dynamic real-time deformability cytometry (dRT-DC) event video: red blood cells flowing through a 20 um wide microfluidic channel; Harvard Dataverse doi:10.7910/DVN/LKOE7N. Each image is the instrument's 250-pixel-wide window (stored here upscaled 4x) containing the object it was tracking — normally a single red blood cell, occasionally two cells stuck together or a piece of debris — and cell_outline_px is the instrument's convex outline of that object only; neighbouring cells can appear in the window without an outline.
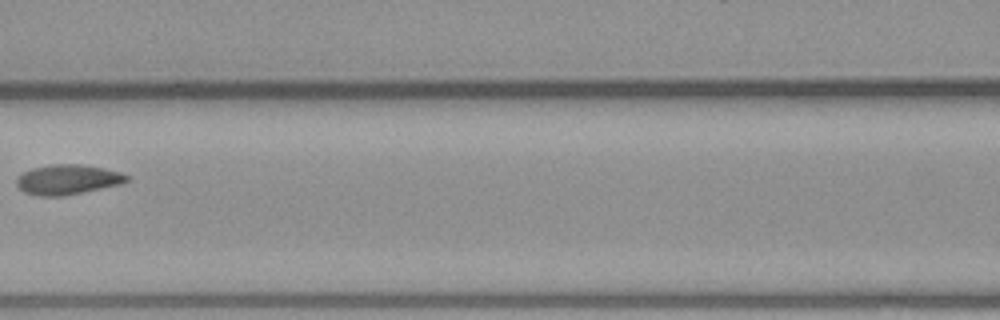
{"species": "common noctule bat (a hibernating species)", "species_latin": "Nyctalus noctula", "temperature_condition": "warm", "stored_images_in_passage": 4, "camera_frame_rate_fps": 3000, "um_per_image_px": 0.085, "animal": {"sex": "male", "body_mass_g": 23.1, "forearm_length_mm": 52.7}, "frame": {"image": 1, "passage_image": 4, "time_ms": 3.667, "image_size_px": [1000, 320], "cell_outline_px": [[132, 176], [128, 180], [120, 184], [60, 196], [40, 196], [24, 192], [16, 184], [16, 176], [32, 168], [52, 164], [80, 164], [104, 168], [120, 172]], "centroid_in_image_um": [5.74, 15.25], "position_along_channel_um": 160.9, "area_um2": 19.07}}